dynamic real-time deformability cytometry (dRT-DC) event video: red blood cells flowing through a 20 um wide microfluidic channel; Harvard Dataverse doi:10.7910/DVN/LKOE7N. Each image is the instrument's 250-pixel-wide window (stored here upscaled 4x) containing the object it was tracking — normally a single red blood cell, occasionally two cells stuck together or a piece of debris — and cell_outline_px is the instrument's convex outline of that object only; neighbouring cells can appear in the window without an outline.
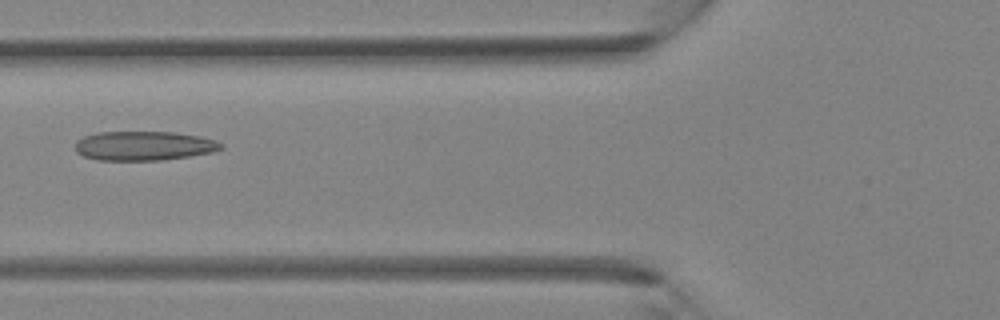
{"species": "Egyptian fruit bat (a non-hibernating species)", "species_latin": "Rousettus aegyptiacus", "temperature_condition": "room temperature", "stored_images_in_passage": 40, "camera_frame_rate_fps": 3000, "um_per_image_px": 0.085, "animal": {"sex": "female"}, "frame": {"image": 1, "passage_image": 16, "time_ms": 5.0, "image_size_px": [1000, 320], "cell_outline_px": [[224, 148], [212, 152], [188, 156], [160, 160], [96, 160], [84, 156], [76, 152], [76, 140], [84, 136], [100, 132], [176, 132], [200, 136], [216, 140], [224, 144]], "centroid_in_image_um": [12.25, 12.39], "position_along_channel_um": 113.6, "area_um2": 24.91}}
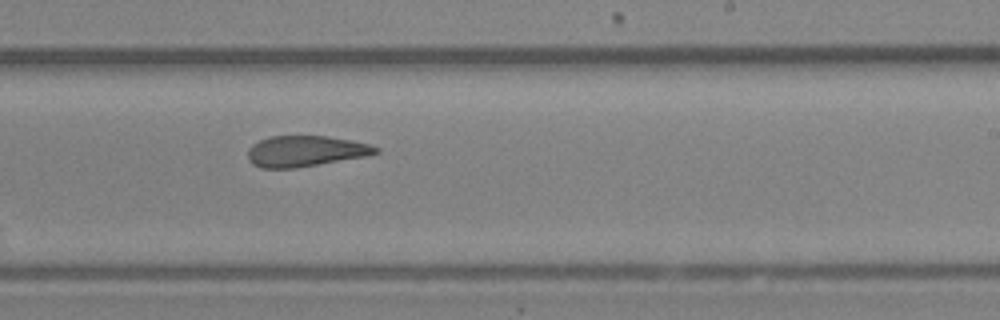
{"frame": {"image": 2, "passage_image": 25, "time_ms": 8.0, "image_size_px": [1000, 320], "cell_outline_px": [[380, 152], [368, 156], [296, 168], [260, 168], [252, 164], [248, 160], [248, 148], [252, 144], [260, 140], [272, 136], [328, 136], [368, 144], [380, 148]], "centroid_in_image_um": [25.95, 12.86], "position_along_channel_um": 263.0, "area_um2": 23.06}}
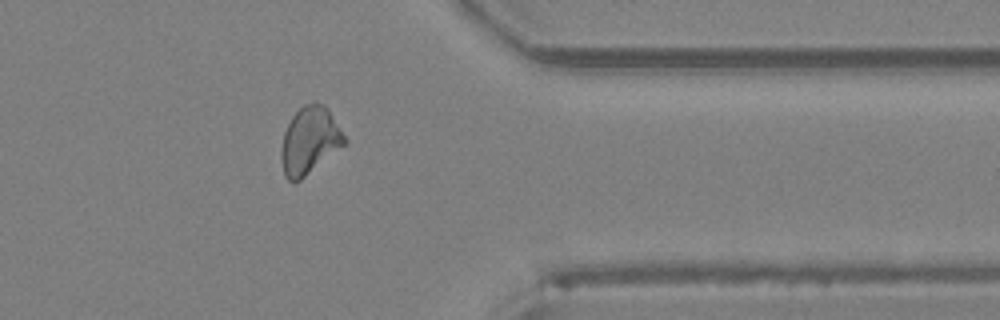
{"frame": {"image": 3, "passage_image": 33, "time_ms": 10.667, "image_size_px": [1000, 320], "cell_outline_px": [[348, 140], [344, 144], [296, 184], [292, 184], [284, 176], [280, 156], [280, 152], [284, 132], [292, 116], [304, 104], [316, 100], [324, 104], [328, 108]], "centroid_in_image_um": [26.3, 11.95], "position_along_channel_um": 385.1, "area_um2": 24.97}}